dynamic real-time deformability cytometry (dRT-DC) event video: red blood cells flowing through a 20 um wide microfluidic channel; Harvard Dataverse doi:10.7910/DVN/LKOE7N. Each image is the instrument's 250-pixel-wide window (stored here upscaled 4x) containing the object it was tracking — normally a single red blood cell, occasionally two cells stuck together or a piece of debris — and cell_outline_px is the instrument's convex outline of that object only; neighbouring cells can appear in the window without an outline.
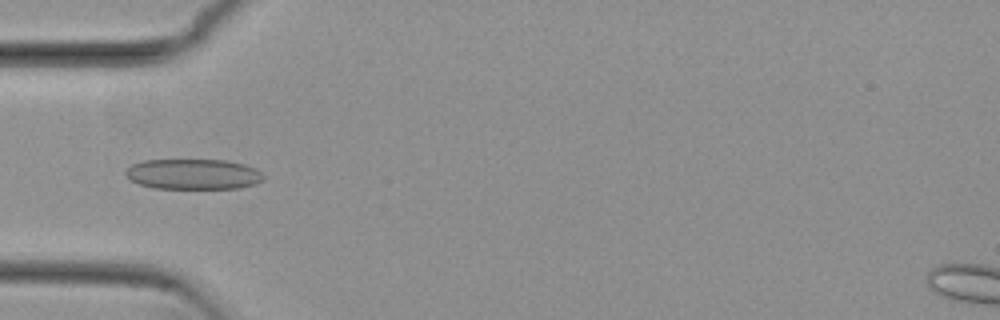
{"species": "common noctule bat (a hibernating species)", "species_latin": "Nyctalus noctula", "temperature_condition": "cold", "stored_images_in_passage": 52, "camera_frame_rate_fps": 3000, "um_per_image_px": 0.085, "animal": {"sex": "female", "body_mass_g": 29.2, "forearm_length_mm": 56.3}, "frame": {"image": 1, "passage_image": 16, "time_ms": 5.0, "image_size_px": [1000, 320], "cell_outline_px": [[264, 180], [256, 184], [240, 188], [152, 188], [140, 184], [132, 180], [124, 172], [132, 164], [144, 160], [228, 160], [244, 164], [256, 168], [264, 176]], "centroid_in_image_um": [16.47, 14.8], "position_along_channel_um": 68.5, "area_um2": 24.45}}
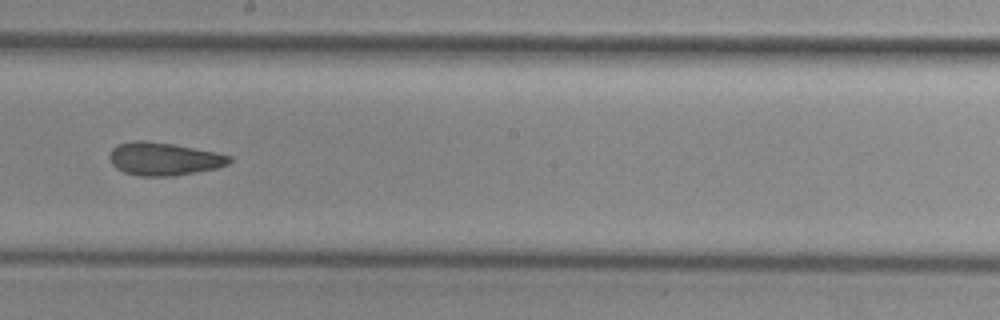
{"frame": {"image": 2, "passage_image": 29, "time_ms": 9.333, "image_size_px": [1000, 320], "cell_outline_px": [[232, 160], [228, 164], [216, 168], [176, 176], [140, 176], [124, 172], [116, 168], [112, 164], [108, 156], [112, 148], [116, 144], [132, 140], [144, 140], [172, 144], [216, 152], [232, 156]], "centroid_in_image_um": [13.9, 13.5], "position_along_channel_um": 234.3, "area_um2": 23.18}}
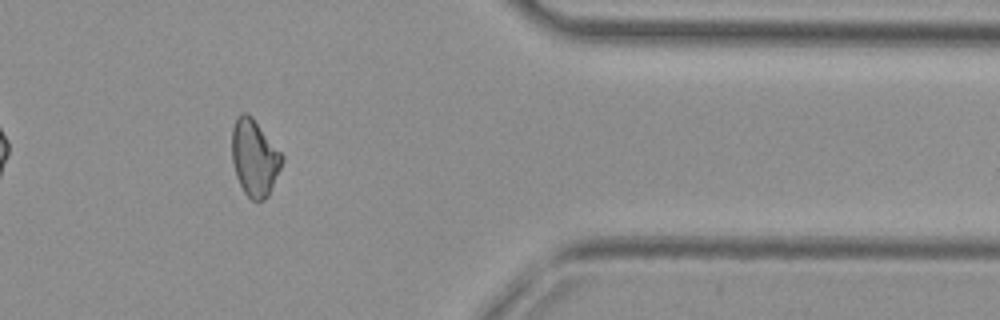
{"frame": {"image": 3, "passage_image": 43, "time_ms": 14.0, "image_size_px": [1000, 320], "cell_outline_px": [[284, 160], [268, 196], [264, 200], [256, 204], [244, 192], [236, 176], [232, 164], [232, 128], [236, 116], [240, 112], [248, 112], [252, 116], [284, 156]], "centroid_in_image_um": [21.62, 13.41], "position_along_channel_um": 389.8, "area_um2": 22.66}, "authors_computed_cell_mechanics": {"area_um2": 23.2645, "velocity_mm_per_s": 3.8129, "shape_relaxation_time_tau1_ms": null, "shape_relaxation_time_tau2_ms": 2.713, "deformation_change_tau1": null, "deformation_change_tau2": 0.0884}}